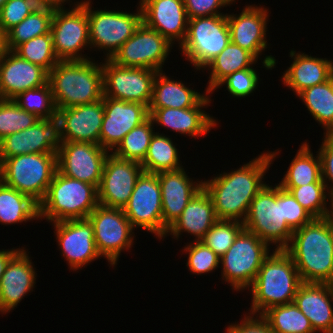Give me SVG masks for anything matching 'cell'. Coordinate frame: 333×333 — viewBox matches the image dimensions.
I'll return each instance as SVG.
<instances>
[{
  "label": "cell",
  "mask_w": 333,
  "mask_h": 333,
  "mask_svg": "<svg viewBox=\"0 0 333 333\" xmlns=\"http://www.w3.org/2000/svg\"><path fill=\"white\" fill-rule=\"evenodd\" d=\"M49 72L30 63L14 51L7 50L0 57V99H13L28 89L48 83Z\"/></svg>",
  "instance_id": "7402d4cb"
},
{
  "label": "cell",
  "mask_w": 333,
  "mask_h": 333,
  "mask_svg": "<svg viewBox=\"0 0 333 333\" xmlns=\"http://www.w3.org/2000/svg\"><path fill=\"white\" fill-rule=\"evenodd\" d=\"M142 22L171 44L180 45L187 35L188 15L183 0H141Z\"/></svg>",
  "instance_id": "44dd1931"
},
{
  "label": "cell",
  "mask_w": 333,
  "mask_h": 333,
  "mask_svg": "<svg viewBox=\"0 0 333 333\" xmlns=\"http://www.w3.org/2000/svg\"><path fill=\"white\" fill-rule=\"evenodd\" d=\"M313 118L326 130L324 135L333 131V89L332 75L326 82L309 87L298 95Z\"/></svg>",
  "instance_id": "e575fe53"
},
{
  "label": "cell",
  "mask_w": 333,
  "mask_h": 333,
  "mask_svg": "<svg viewBox=\"0 0 333 333\" xmlns=\"http://www.w3.org/2000/svg\"><path fill=\"white\" fill-rule=\"evenodd\" d=\"M40 119L20 108L13 99H0V140L33 126Z\"/></svg>",
  "instance_id": "7bdbcfd3"
},
{
  "label": "cell",
  "mask_w": 333,
  "mask_h": 333,
  "mask_svg": "<svg viewBox=\"0 0 333 333\" xmlns=\"http://www.w3.org/2000/svg\"><path fill=\"white\" fill-rule=\"evenodd\" d=\"M217 220L213 200L203 187L168 228L166 235L170 233L172 238L178 239L181 232H186L194 235L195 241H200Z\"/></svg>",
  "instance_id": "f1b7e54d"
},
{
  "label": "cell",
  "mask_w": 333,
  "mask_h": 333,
  "mask_svg": "<svg viewBox=\"0 0 333 333\" xmlns=\"http://www.w3.org/2000/svg\"><path fill=\"white\" fill-rule=\"evenodd\" d=\"M243 229L241 221L218 219L200 241L221 258Z\"/></svg>",
  "instance_id": "b9f144b4"
},
{
  "label": "cell",
  "mask_w": 333,
  "mask_h": 333,
  "mask_svg": "<svg viewBox=\"0 0 333 333\" xmlns=\"http://www.w3.org/2000/svg\"><path fill=\"white\" fill-rule=\"evenodd\" d=\"M332 218H333V200H332Z\"/></svg>",
  "instance_id": "91938a15"
},
{
  "label": "cell",
  "mask_w": 333,
  "mask_h": 333,
  "mask_svg": "<svg viewBox=\"0 0 333 333\" xmlns=\"http://www.w3.org/2000/svg\"><path fill=\"white\" fill-rule=\"evenodd\" d=\"M282 188L289 191L296 201L314 218H325L332 215L333 199L329 196L325 183H310L300 187ZM328 200H331L330 209L327 207Z\"/></svg>",
  "instance_id": "f35d334b"
},
{
  "label": "cell",
  "mask_w": 333,
  "mask_h": 333,
  "mask_svg": "<svg viewBox=\"0 0 333 333\" xmlns=\"http://www.w3.org/2000/svg\"><path fill=\"white\" fill-rule=\"evenodd\" d=\"M13 100L20 108L36 115L39 119H51L57 116L49 82L41 87L21 92Z\"/></svg>",
  "instance_id": "ab89813d"
},
{
  "label": "cell",
  "mask_w": 333,
  "mask_h": 333,
  "mask_svg": "<svg viewBox=\"0 0 333 333\" xmlns=\"http://www.w3.org/2000/svg\"><path fill=\"white\" fill-rule=\"evenodd\" d=\"M87 10L89 23L90 48L106 50L105 56L110 59L113 54L134 34L142 23V9L137 13L123 11H105L91 8V1L80 2Z\"/></svg>",
  "instance_id": "30bf717a"
},
{
  "label": "cell",
  "mask_w": 333,
  "mask_h": 333,
  "mask_svg": "<svg viewBox=\"0 0 333 333\" xmlns=\"http://www.w3.org/2000/svg\"><path fill=\"white\" fill-rule=\"evenodd\" d=\"M31 13L38 14L51 22L56 18L58 11L64 6L55 0H25Z\"/></svg>",
  "instance_id": "f5cc1de1"
},
{
  "label": "cell",
  "mask_w": 333,
  "mask_h": 333,
  "mask_svg": "<svg viewBox=\"0 0 333 333\" xmlns=\"http://www.w3.org/2000/svg\"><path fill=\"white\" fill-rule=\"evenodd\" d=\"M309 143L306 141L300 146L292 160L280 187H300L310 183H324L321 178V161L319 154L313 156Z\"/></svg>",
  "instance_id": "836d02e7"
},
{
  "label": "cell",
  "mask_w": 333,
  "mask_h": 333,
  "mask_svg": "<svg viewBox=\"0 0 333 333\" xmlns=\"http://www.w3.org/2000/svg\"><path fill=\"white\" fill-rule=\"evenodd\" d=\"M99 205L98 189L56 171L44 199L39 203V219L58 222L86 219Z\"/></svg>",
  "instance_id": "5b68a950"
},
{
  "label": "cell",
  "mask_w": 333,
  "mask_h": 333,
  "mask_svg": "<svg viewBox=\"0 0 333 333\" xmlns=\"http://www.w3.org/2000/svg\"><path fill=\"white\" fill-rule=\"evenodd\" d=\"M269 248L256 234L243 229L220 258L223 280L230 283L236 292L249 289L264 259L270 254Z\"/></svg>",
  "instance_id": "9c48e42d"
},
{
  "label": "cell",
  "mask_w": 333,
  "mask_h": 333,
  "mask_svg": "<svg viewBox=\"0 0 333 333\" xmlns=\"http://www.w3.org/2000/svg\"><path fill=\"white\" fill-rule=\"evenodd\" d=\"M250 314L241 320L240 324H231L227 327L226 333H273L269 323L262 315ZM259 317V318H257Z\"/></svg>",
  "instance_id": "816d5d0a"
},
{
  "label": "cell",
  "mask_w": 333,
  "mask_h": 333,
  "mask_svg": "<svg viewBox=\"0 0 333 333\" xmlns=\"http://www.w3.org/2000/svg\"><path fill=\"white\" fill-rule=\"evenodd\" d=\"M329 136L333 139V131L329 134Z\"/></svg>",
  "instance_id": "680465c9"
},
{
  "label": "cell",
  "mask_w": 333,
  "mask_h": 333,
  "mask_svg": "<svg viewBox=\"0 0 333 333\" xmlns=\"http://www.w3.org/2000/svg\"><path fill=\"white\" fill-rule=\"evenodd\" d=\"M6 51V33L3 31L0 25V57L3 56Z\"/></svg>",
  "instance_id": "11a10c76"
},
{
  "label": "cell",
  "mask_w": 333,
  "mask_h": 333,
  "mask_svg": "<svg viewBox=\"0 0 333 333\" xmlns=\"http://www.w3.org/2000/svg\"><path fill=\"white\" fill-rule=\"evenodd\" d=\"M259 76L254 68H246L236 71L224 78L219 85L213 90L215 91L223 84L227 85L228 92L234 97H246L258 87Z\"/></svg>",
  "instance_id": "bcb514c9"
},
{
  "label": "cell",
  "mask_w": 333,
  "mask_h": 333,
  "mask_svg": "<svg viewBox=\"0 0 333 333\" xmlns=\"http://www.w3.org/2000/svg\"><path fill=\"white\" fill-rule=\"evenodd\" d=\"M104 116L99 145L107 151H114L124 136L148 117V108L137 102L103 97Z\"/></svg>",
  "instance_id": "ffe728a7"
},
{
  "label": "cell",
  "mask_w": 333,
  "mask_h": 333,
  "mask_svg": "<svg viewBox=\"0 0 333 333\" xmlns=\"http://www.w3.org/2000/svg\"><path fill=\"white\" fill-rule=\"evenodd\" d=\"M108 155L109 151L94 143L62 142L57 152V169L98 189Z\"/></svg>",
  "instance_id": "e0dca14e"
},
{
  "label": "cell",
  "mask_w": 333,
  "mask_h": 333,
  "mask_svg": "<svg viewBox=\"0 0 333 333\" xmlns=\"http://www.w3.org/2000/svg\"><path fill=\"white\" fill-rule=\"evenodd\" d=\"M21 250V248L0 250V279L9 263V261Z\"/></svg>",
  "instance_id": "db71d44e"
},
{
  "label": "cell",
  "mask_w": 333,
  "mask_h": 333,
  "mask_svg": "<svg viewBox=\"0 0 333 333\" xmlns=\"http://www.w3.org/2000/svg\"><path fill=\"white\" fill-rule=\"evenodd\" d=\"M154 123L148 117L140 125L129 131L115 148L113 153L116 157L142 163L154 135Z\"/></svg>",
  "instance_id": "74e56055"
},
{
  "label": "cell",
  "mask_w": 333,
  "mask_h": 333,
  "mask_svg": "<svg viewBox=\"0 0 333 333\" xmlns=\"http://www.w3.org/2000/svg\"><path fill=\"white\" fill-rule=\"evenodd\" d=\"M55 1H57V2L60 3L61 5H62V4L65 5V2H66V1L68 2V1H70V0H55Z\"/></svg>",
  "instance_id": "6f0895ef"
},
{
  "label": "cell",
  "mask_w": 333,
  "mask_h": 333,
  "mask_svg": "<svg viewBox=\"0 0 333 333\" xmlns=\"http://www.w3.org/2000/svg\"><path fill=\"white\" fill-rule=\"evenodd\" d=\"M158 71L153 85L152 100L148 108H190L194 107L205 95L188 88L181 81L170 80Z\"/></svg>",
  "instance_id": "4dcf8cb0"
},
{
  "label": "cell",
  "mask_w": 333,
  "mask_h": 333,
  "mask_svg": "<svg viewBox=\"0 0 333 333\" xmlns=\"http://www.w3.org/2000/svg\"><path fill=\"white\" fill-rule=\"evenodd\" d=\"M27 251L21 249L8 263L0 279V312L7 313L20 303L36 284V271Z\"/></svg>",
  "instance_id": "4316f807"
},
{
  "label": "cell",
  "mask_w": 333,
  "mask_h": 333,
  "mask_svg": "<svg viewBox=\"0 0 333 333\" xmlns=\"http://www.w3.org/2000/svg\"><path fill=\"white\" fill-rule=\"evenodd\" d=\"M123 212L134 229L143 228L159 239L166 236L168 228L163 224L161 188L157 174L141 173Z\"/></svg>",
  "instance_id": "8fae6325"
},
{
  "label": "cell",
  "mask_w": 333,
  "mask_h": 333,
  "mask_svg": "<svg viewBox=\"0 0 333 333\" xmlns=\"http://www.w3.org/2000/svg\"><path fill=\"white\" fill-rule=\"evenodd\" d=\"M103 116V98L89 104L57 109V117L61 121L63 142L99 145Z\"/></svg>",
  "instance_id": "603a6c76"
},
{
  "label": "cell",
  "mask_w": 333,
  "mask_h": 333,
  "mask_svg": "<svg viewBox=\"0 0 333 333\" xmlns=\"http://www.w3.org/2000/svg\"><path fill=\"white\" fill-rule=\"evenodd\" d=\"M14 52L26 61L43 67L48 72L60 61L54 51L51 32L20 44Z\"/></svg>",
  "instance_id": "60d3db41"
},
{
  "label": "cell",
  "mask_w": 333,
  "mask_h": 333,
  "mask_svg": "<svg viewBox=\"0 0 333 333\" xmlns=\"http://www.w3.org/2000/svg\"><path fill=\"white\" fill-rule=\"evenodd\" d=\"M318 151L321 161V178L329 191V196L333 199V139L329 135L324 136ZM327 181L332 183H330L331 186H328Z\"/></svg>",
  "instance_id": "f907efd6"
},
{
  "label": "cell",
  "mask_w": 333,
  "mask_h": 333,
  "mask_svg": "<svg viewBox=\"0 0 333 333\" xmlns=\"http://www.w3.org/2000/svg\"><path fill=\"white\" fill-rule=\"evenodd\" d=\"M290 57L294 61L283 74L282 82L296 95L309 87L326 82L333 74V62L326 58H315L294 50L290 51Z\"/></svg>",
  "instance_id": "f546056e"
},
{
  "label": "cell",
  "mask_w": 333,
  "mask_h": 333,
  "mask_svg": "<svg viewBox=\"0 0 333 333\" xmlns=\"http://www.w3.org/2000/svg\"><path fill=\"white\" fill-rule=\"evenodd\" d=\"M8 0H0V10L2 9L3 5L7 2Z\"/></svg>",
  "instance_id": "9f6ffc18"
},
{
  "label": "cell",
  "mask_w": 333,
  "mask_h": 333,
  "mask_svg": "<svg viewBox=\"0 0 333 333\" xmlns=\"http://www.w3.org/2000/svg\"><path fill=\"white\" fill-rule=\"evenodd\" d=\"M243 225L268 245L273 243L275 249H285L294 231L283 218L282 187L265 184L252 200Z\"/></svg>",
  "instance_id": "52a82bcc"
},
{
  "label": "cell",
  "mask_w": 333,
  "mask_h": 333,
  "mask_svg": "<svg viewBox=\"0 0 333 333\" xmlns=\"http://www.w3.org/2000/svg\"><path fill=\"white\" fill-rule=\"evenodd\" d=\"M172 46L158 31L147 27L142 22L110 60L122 67L163 71L162 65H164Z\"/></svg>",
  "instance_id": "5bb4252c"
},
{
  "label": "cell",
  "mask_w": 333,
  "mask_h": 333,
  "mask_svg": "<svg viewBox=\"0 0 333 333\" xmlns=\"http://www.w3.org/2000/svg\"><path fill=\"white\" fill-rule=\"evenodd\" d=\"M94 228V240L101 257L117 265L123 250H129L134 243V228L123 209L98 205L88 216Z\"/></svg>",
  "instance_id": "7c38bea8"
},
{
  "label": "cell",
  "mask_w": 333,
  "mask_h": 333,
  "mask_svg": "<svg viewBox=\"0 0 333 333\" xmlns=\"http://www.w3.org/2000/svg\"><path fill=\"white\" fill-rule=\"evenodd\" d=\"M39 218V204L0 180V223L15 224Z\"/></svg>",
  "instance_id": "d6a6232c"
},
{
  "label": "cell",
  "mask_w": 333,
  "mask_h": 333,
  "mask_svg": "<svg viewBox=\"0 0 333 333\" xmlns=\"http://www.w3.org/2000/svg\"><path fill=\"white\" fill-rule=\"evenodd\" d=\"M205 96L194 106L190 108H148L149 117L153 123L167 127L183 135L198 137L209 133L211 128L216 127V119L203 110L209 105L210 97L207 92ZM208 95V96H207Z\"/></svg>",
  "instance_id": "cb8c5ba5"
},
{
  "label": "cell",
  "mask_w": 333,
  "mask_h": 333,
  "mask_svg": "<svg viewBox=\"0 0 333 333\" xmlns=\"http://www.w3.org/2000/svg\"><path fill=\"white\" fill-rule=\"evenodd\" d=\"M276 154L278 152H265L236 171L203 181L218 219L245 220L252 200L266 184L262 180Z\"/></svg>",
  "instance_id": "6da1fadb"
},
{
  "label": "cell",
  "mask_w": 333,
  "mask_h": 333,
  "mask_svg": "<svg viewBox=\"0 0 333 333\" xmlns=\"http://www.w3.org/2000/svg\"><path fill=\"white\" fill-rule=\"evenodd\" d=\"M282 212L284 220L293 231L314 219V217L296 201L292 194L283 188Z\"/></svg>",
  "instance_id": "7dc6e473"
},
{
  "label": "cell",
  "mask_w": 333,
  "mask_h": 333,
  "mask_svg": "<svg viewBox=\"0 0 333 333\" xmlns=\"http://www.w3.org/2000/svg\"><path fill=\"white\" fill-rule=\"evenodd\" d=\"M51 23L49 19L38 14H29L6 33L7 50L14 51L20 44L37 36L50 33Z\"/></svg>",
  "instance_id": "ee69618b"
},
{
  "label": "cell",
  "mask_w": 333,
  "mask_h": 333,
  "mask_svg": "<svg viewBox=\"0 0 333 333\" xmlns=\"http://www.w3.org/2000/svg\"><path fill=\"white\" fill-rule=\"evenodd\" d=\"M29 14L25 0H8L0 10V25L5 33L18 25Z\"/></svg>",
  "instance_id": "c3c4849f"
},
{
  "label": "cell",
  "mask_w": 333,
  "mask_h": 333,
  "mask_svg": "<svg viewBox=\"0 0 333 333\" xmlns=\"http://www.w3.org/2000/svg\"><path fill=\"white\" fill-rule=\"evenodd\" d=\"M102 63L103 97L137 102L149 107L156 70L147 68L122 67L105 58Z\"/></svg>",
  "instance_id": "4fadbf2b"
},
{
  "label": "cell",
  "mask_w": 333,
  "mask_h": 333,
  "mask_svg": "<svg viewBox=\"0 0 333 333\" xmlns=\"http://www.w3.org/2000/svg\"><path fill=\"white\" fill-rule=\"evenodd\" d=\"M292 258L302 283L333 285V218H314L293 232L284 249Z\"/></svg>",
  "instance_id": "7a4b0ae2"
},
{
  "label": "cell",
  "mask_w": 333,
  "mask_h": 333,
  "mask_svg": "<svg viewBox=\"0 0 333 333\" xmlns=\"http://www.w3.org/2000/svg\"><path fill=\"white\" fill-rule=\"evenodd\" d=\"M142 172L141 163L121 159L109 153L98 187L99 205L123 209Z\"/></svg>",
  "instance_id": "ac0fdd59"
},
{
  "label": "cell",
  "mask_w": 333,
  "mask_h": 333,
  "mask_svg": "<svg viewBox=\"0 0 333 333\" xmlns=\"http://www.w3.org/2000/svg\"><path fill=\"white\" fill-rule=\"evenodd\" d=\"M301 284L302 281L291 256L284 249L273 250L264 259L250 286L252 305L251 313L248 314L262 315L274 306L294 302Z\"/></svg>",
  "instance_id": "3957f363"
},
{
  "label": "cell",
  "mask_w": 333,
  "mask_h": 333,
  "mask_svg": "<svg viewBox=\"0 0 333 333\" xmlns=\"http://www.w3.org/2000/svg\"><path fill=\"white\" fill-rule=\"evenodd\" d=\"M157 175L161 188L163 224L169 228L190 200L203 188V181L193 182L184 168L160 172Z\"/></svg>",
  "instance_id": "484cf974"
},
{
  "label": "cell",
  "mask_w": 333,
  "mask_h": 333,
  "mask_svg": "<svg viewBox=\"0 0 333 333\" xmlns=\"http://www.w3.org/2000/svg\"><path fill=\"white\" fill-rule=\"evenodd\" d=\"M294 303L309 319L315 332L333 333L332 284L302 283Z\"/></svg>",
  "instance_id": "83f0119b"
},
{
  "label": "cell",
  "mask_w": 333,
  "mask_h": 333,
  "mask_svg": "<svg viewBox=\"0 0 333 333\" xmlns=\"http://www.w3.org/2000/svg\"><path fill=\"white\" fill-rule=\"evenodd\" d=\"M257 60L252 53L230 41L226 48L206 66L211 69L206 92L212 93L219 83L230 74L252 68Z\"/></svg>",
  "instance_id": "1f68e13d"
},
{
  "label": "cell",
  "mask_w": 333,
  "mask_h": 333,
  "mask_svg": "<svg viewBox=\"0 0 333 333\" xmlns=\"http://www.w3.org/2000/svg\"><path fill=\"white\" fill-rule=\"evenodd\" d=\"M186 254L188 252V262L186 263L189 271L195 274L209 273L220 264L219 256L201 241L193 240V243L184 247Z\"/></svg>",
  "instance_id": "f6af8a7d"
},
{
  "label": "cell",
  "mask_w": 333,
  "mask_h": 333,
  "mask_svg": "<svg viewBox=\"0 0 333 333\" xmlns=\"http://www.w3.org/2000/svg\"><path fill=\"white\" fill-rule=\"evenodd\" d=\"M57 109L93 103L103 98L102 64L88 60H60L49 72Z\"/></svg>",
  "instance_id": "277c9868"
},
{
  "label": "cell",
  "mask_w": 333,
  "mask_h": 333,
  "mask_svg": "<svg viewBox=\"0 0 333 333\" xmlns=\"http://www.w3.org/2000/svg\"><path fill=\"white\" fill-rule=\"evenodd\" d=\"M57 170V153L22 154L0 163V180L39 204Z\"/></svg>",
  "instance_id": "8992f818"
},
{
  "label": "cell",
  "mask_w": 333,
  "mask_h": 333,
  "mask_svg": "<svg viewBox=\"0 0 333 333\" xmlns=\"http://www.w3.org/2000/svg\"><path fill=\"white\" fill-rule=\"evenodd\" d=\"M53 47L59 60H88L81 50L90 47L86 8L76 2L74 8H61L51 23Z\"/></svg>",
  "instance_id": "9a60e30c"
},
{
  "label": "cell",
  "mask_w": 333,
  "mask_h": 333,
  "mask_svg": "<svg viewBox=\"0 0 333 333\" xmlns=\"http://www.w3.org/2000/svg\"><path fill=\"white\" fill-rule=\"evenodd\" d=\"M267 8L248 5L239 15L227 14L231 42L252 53L257 59L267 48Z\"/></svg>",
  "instance_id": "d4e9b609"
},
{
  "label": "cell",
  "mask_w": 333,
  "mask_h": 333,
  "mask_svg": "<svg viewBox=\"0 0 333 333\" xmlns=\"http://www.w3.org/2000/svg\"><path fill=\"white\" fill-rule=\"evenodd\" d=\"M234 1L235 0H183L189 19L203 16L225 15L220 13L219 9L228 5L230 6Z\"/></svg>",
  "instance_id": "681fc988"
},
{
  "label": "cell",
  "mask_w": 333,
  "mask_h": 333,
  "mask_svg": "<svg viewBox=\"0 0 333 333\" xmlns=\"http://www.w3.org/2000/svg\"><path fill=\"white\" fill-rule=\"evenodd\" d=\"M62 142L60 119L57 116L40 119L33 126L0 140V163L22 154L57 153Z\"/></svg>",
  "instance_id": "2e32d148"
},
{
  "label": "cell",
  "mask_w": 333,
  "mask_h": 333,
  "mask_svg": "<svg viewBox=\"0 0 333 333\" xmlns=\"http://www.w3.org/2000/svg\"><path fill=\"white\" fill-rule=\"evenodd\" d=\"M178 149L171 138L156 132L151 138L149 148L141 163L143 171L160 173L183 168L180 164Z\"/></svg>",
  "instance_id": "d590c367"
},
{
  "label": "cell",
  "mask_w": 333,
  "mask_h": 333,
  "mask_svg": "<svg viewBox=\"0 0 333 333\" xmlns=\"http://www.w3.org/2000/svg\"><path fill=\"white\" fill-rule=\"evenodd\" d=\"M56 240L72 270L85 267L101 255L94 240V228L88 218L54 222Z\"/></svg>",
  "instance_id": "d6986e66"
},
{
  "label": "cell",
  "mask_w": 333,
  "mask_h": 333,
  "mask_svg": "<svg viewBox=\"0 0 333 333\" xmlns=\"http://www.w3.org/2000/svg\"><path fill=\"white\" fill-rule=\"evenodd\" d=\"M262 317L273 333H315L309 319L294 302L274 306L266 310Z\"/></svg>",
  "instance_id": "8d00e7d4"
},
{
  "label": "cell",
  "mask_w": 333,
  "mask_h": 333,
  "mask_svg": "<svg viewBox=\"0 0 333 333\" xmlns=\"http://www.w3.org/2000/svg\"><path fill=\"white\" fill-rule=\"evenodd\" d=\"M231 41L225 15L203 16L189 19L187 35L180 45L182 54L195 69L206 66L220 54Z\"/></svg>",
  "instance_id": "ba28073f"
}]
</instances>
